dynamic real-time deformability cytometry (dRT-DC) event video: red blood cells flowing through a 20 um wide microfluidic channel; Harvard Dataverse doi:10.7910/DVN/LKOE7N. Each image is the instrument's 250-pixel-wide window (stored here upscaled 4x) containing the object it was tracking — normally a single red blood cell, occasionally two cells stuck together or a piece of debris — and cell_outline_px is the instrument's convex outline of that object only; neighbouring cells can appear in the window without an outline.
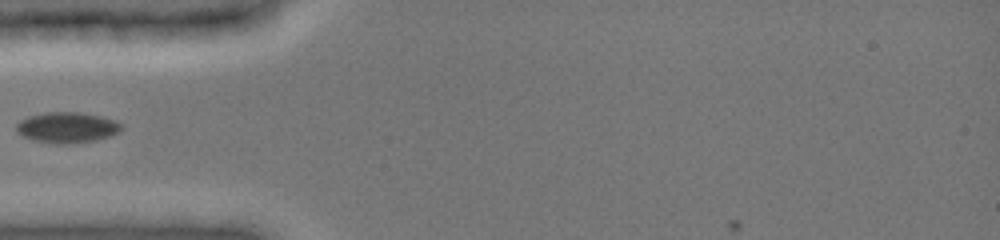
{"species": "common noctule bat (a hibernating species)", "species_latin": "Nyctalus noctula", "temperature_condition": "cold", "stored_images_in_passage": 4, "camera_frame_rate_fps": 3000, "um_per_image_px": 0.085, "animal": {"sex": "female", "body_mass_g": 19.0, "forearm_length_mm": 51.5}, "frame": {"image": 1, "passage_image": 1, "time_ms": 0.0, "image_size_px": [1000, 240], "cell_outline_px": [[124, 128], [120, 132], [112, 136], [96, 140], [64, 144], [60, 144], [36, 140], [24, 136], [16, 132], [16, 124], [20, 120], [28, 116], [44, 112], [80, 112], [100, 116], [124, 124]], "centroid_in_image_um": [5.73, 10.82], "position_along_channel_um": 79.3, "area_um2": 18.84}}